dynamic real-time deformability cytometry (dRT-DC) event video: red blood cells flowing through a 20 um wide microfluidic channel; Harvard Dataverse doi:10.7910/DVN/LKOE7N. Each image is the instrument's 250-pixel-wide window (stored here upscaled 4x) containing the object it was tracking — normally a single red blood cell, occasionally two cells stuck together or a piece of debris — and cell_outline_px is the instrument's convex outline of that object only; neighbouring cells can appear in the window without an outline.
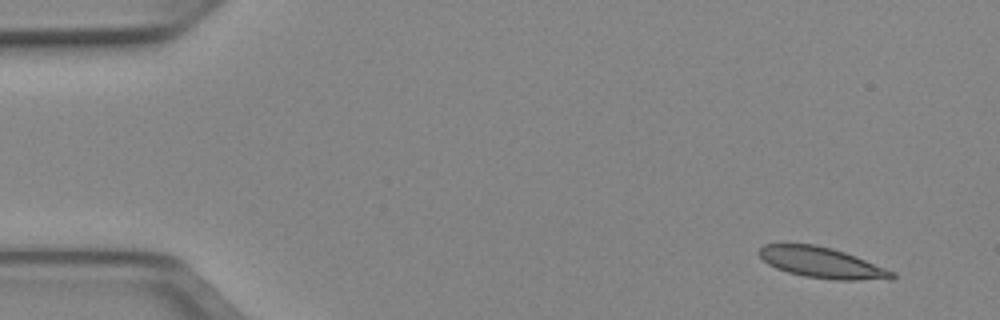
{"species": "Egyptian fruit bat (a non-hibernating species)", "species_latin": "Rousettus aegyptiacus", "temperature_condition": "cold", "stored_images_in_passage": 3, "camera_frame_rate_fps": 3000, "um_per_image_px": 0.085, "animal": {"sex": "female"}, "frame": {"image": 1, "passage_image": 1, "time_ms": 0.0, "image_size_px": [1000, 320], "cell_outline_px": [[896, 276], [892, 280], [832, 280], [804, 276], [788, 272], [776, 268], [768, 264], [756, 252], [764, 244], [812, 244], [832, 248], [856, 256], [896, 272]], "centroid_in_image_um": [69.9, 22.34], "position_along_channel_um": 15.1, "area_um2": 23.99}}
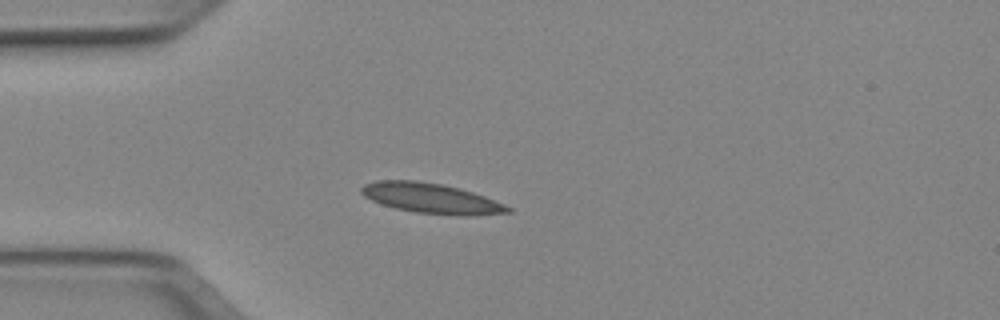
{"frame": {"image": 2, "passage_image": 3, "time_ms": 0.667, "image_size_px": [1000, 320], "cell_outline_px": [[512, 212], [468, 216], [460, 216], [416, 212], [396, 208], [380, 204], [364, 196], [360, 192], [360, 188], [364, 184], [376, 180], [416, 180], [440, 184], [460, 188], [484, 196], [504, 204], [512, 208]], "centroid_in_image_um": [36.64, 16.85], "position_along_channel_um": 48.4, "area_um2": 25.72}}